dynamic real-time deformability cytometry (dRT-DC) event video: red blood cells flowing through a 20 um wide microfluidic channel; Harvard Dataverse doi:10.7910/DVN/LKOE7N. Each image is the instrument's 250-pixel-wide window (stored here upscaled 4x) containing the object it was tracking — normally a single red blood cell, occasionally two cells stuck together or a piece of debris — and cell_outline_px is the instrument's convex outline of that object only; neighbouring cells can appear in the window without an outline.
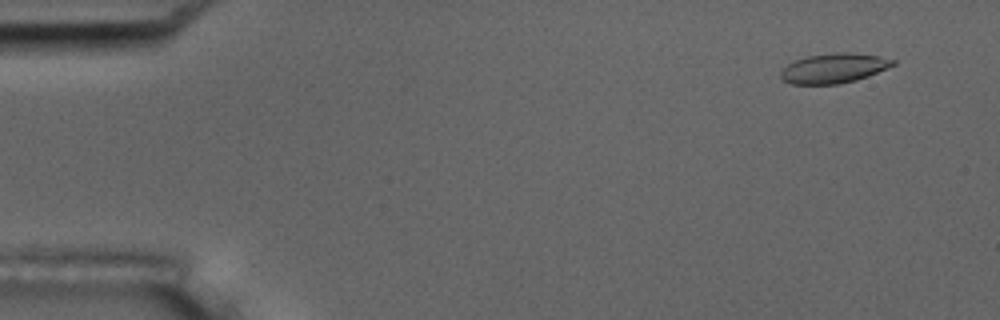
{"species": "common noctule bat (a hibernating species)", "species_latin": "Nyctalus noctula", "temperature_condition": "room temperature", "stored_images_in_passage": 55, "camera_frame_rate_fps": 3000, "um_per_image_px": 0.085, "animal": {"sex": "male", "body_mass_g": 17.5, "forearm_length_mm": 52.3}, "frame": {"image": 1, "passage_image": 4, "time_ms": 1.0, "image_size_px": [1000, 320], "cell_outline_px": [[896, 64], [868, 76], [856, 80], [840, 84], [792, 84], [784, 80], [780, 76], [780, 72], [788, 64], [796, 60], [808, 56], [836, 52], [848, 52], [880, 56], [896, 60]], "centroid_in_image_um": [70.9, 5.8], "position_along_channel_um": 14.1, "area_um2": 19.36}}
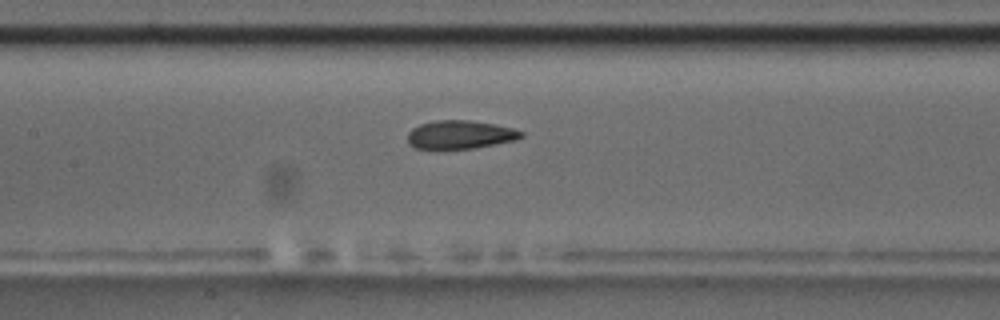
{"frame": {"image": 2, "passage_image": 26, "time_ms": 8.333, "image_size_px": [1000, 320], "cell_outline_px": [[524, 136], [516, 140], [472, 148], [416, 148], [408, 144], [408, 132], [412, 128], [420, 124], [436, 120], [468, 120], [496, 124], [512, 128], [524, 132]], "centroid_in_image_um": [39.12, 11.43], "position_along_channel_um": 168.3, "area_um2": 18.67}}
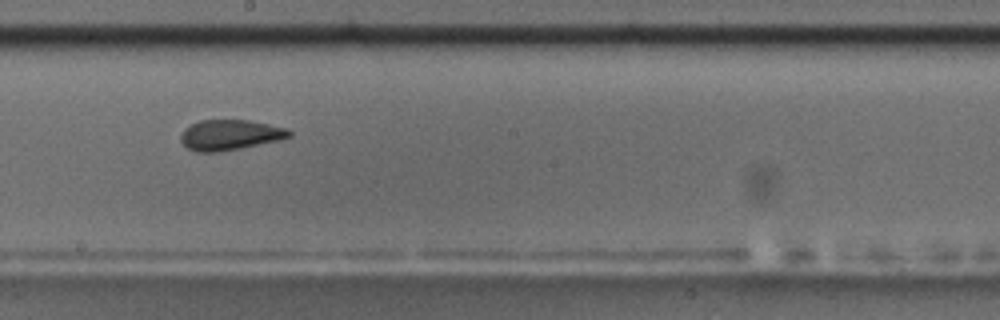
{"frame": {"image": 3, "passage_image": 31, "time_ms": 10.0, "image_size_px": [1000, 320], "cell_outline_px": [[292, 136], [280, 140], [220, 152], [196, 152], [188, 148], [180, 140], [180, 136], [184, 128], [200, 120], [248, 120], [288, 128], [292, 132]], "centroid_in_image_um": [19.56, 11.47], "position_along_channel_um": 228.6, "area_um2": 19.25}, "authors_computed_cell_mechanics": {"area_um2": 19.5364, "velocity_mm_per_s": 3.6428, "shape_relaxation_time_tau1_ms": null, "shape_relaxation_time_tau2_ms": 1.2564, "deformation_change_tau1": null, "deformation_change_tau2": 0.0554}}